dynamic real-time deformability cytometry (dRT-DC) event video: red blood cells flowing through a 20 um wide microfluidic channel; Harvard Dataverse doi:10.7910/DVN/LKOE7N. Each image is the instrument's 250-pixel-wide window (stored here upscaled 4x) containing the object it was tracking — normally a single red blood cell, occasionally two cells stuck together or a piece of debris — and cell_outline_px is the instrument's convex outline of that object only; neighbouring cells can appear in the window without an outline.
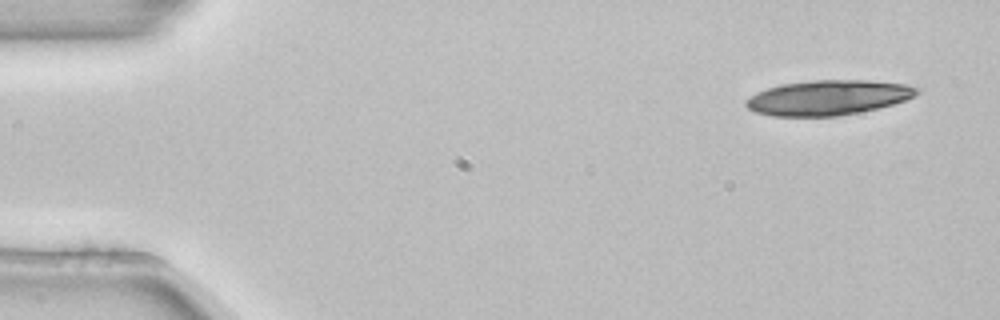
{"species": "common noctule bat (a hibernating species)", "species_latin": "Nyctalus noctula", "temperature_condition": "room temperature", "stored_images_in_passage": 4, "camera_frame_rate_fps": 3000, "um_per_image_px": 0.085, "animal": {"sex": "female", "body_mass_g": 22.7, "forearm_length_mm": 54.2}, "frame": {"image": 1, "passage_image": 1, "time_ms": 0.0, "image_size_px": [1000, 320], "cell_outline_px": [[920, 92], [908, 100], [860, 112], [836, 116], [772, 116], [756, 112], [748, 108], [744, 104], [744, 100], [756, 92], [768, 88], [784, 84], [816, 80], [872, 80], [908, 84], [920, 88]], "centroid_in_image_um": [70.42, 8.29], "position_along_channel_um": 14.6, "area_um2": 34.91}}